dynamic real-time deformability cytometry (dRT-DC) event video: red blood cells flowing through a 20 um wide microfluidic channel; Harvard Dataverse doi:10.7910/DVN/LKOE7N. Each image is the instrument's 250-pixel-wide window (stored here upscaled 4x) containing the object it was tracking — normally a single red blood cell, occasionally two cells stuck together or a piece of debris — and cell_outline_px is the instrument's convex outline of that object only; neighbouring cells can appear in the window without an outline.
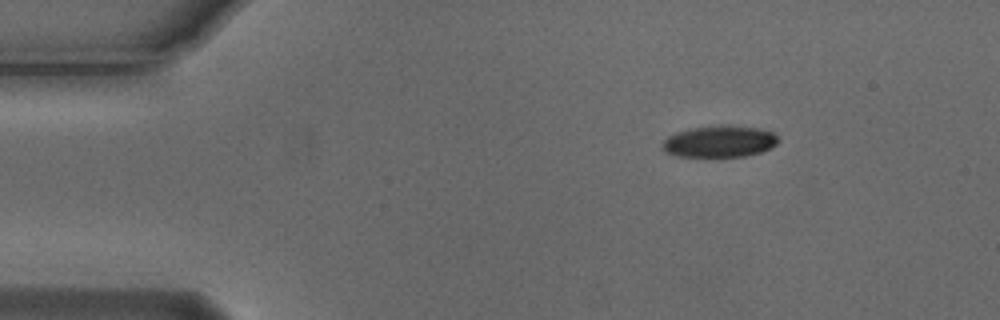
{"species": "Egyptian fruit bat (a non-hibernating species)", "species_latin": "Rousettus aegyptiacus", "temperature_condition": "cold", "stored_images_in_passage": 3, "camera_frame_rate_fps": 3000, "um_per_image_px": 0.085, "animal": {"sex": "male"}, "frame": {"image": 1, "passage_image": 1, "time_ms": 0.0, "image_size_px": [1000, 320], "cell_outline_px": [[780, 140], [776, 144], [760, 152], [744, 156], [680, 156], [668, 152], [660, 148], [664, 140], [668, 136], [676, 132], [692, 128], [760, 128], [772, 132]], "centroid_in_image_um": [61.13, 12.06], "position_along_channel_um": 23.9, "area_um2": 20.23}}